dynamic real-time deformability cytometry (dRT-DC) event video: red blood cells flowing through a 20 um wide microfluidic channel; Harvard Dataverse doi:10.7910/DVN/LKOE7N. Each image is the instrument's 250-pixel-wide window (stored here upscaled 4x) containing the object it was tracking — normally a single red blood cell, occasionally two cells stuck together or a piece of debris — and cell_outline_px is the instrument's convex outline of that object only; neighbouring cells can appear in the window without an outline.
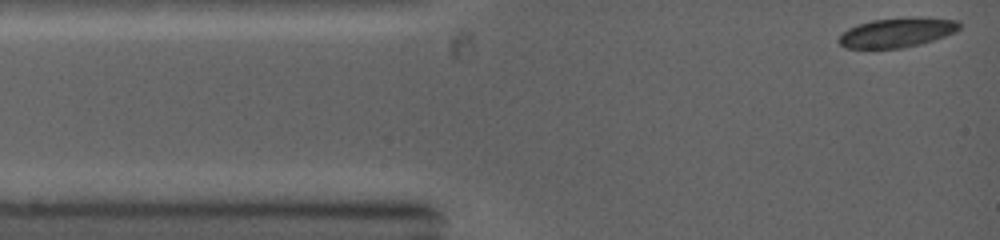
{"species": "common noctule bat (a hibernating species)", "species_latin": "Nyctalus noctula", "temperature_condition": "warm", "stored_images_in_passage": 64, "camera_frame_rate_fps": 5000, "um_per_image_px": 0.085, "animal": {"sex": "female", "body_mass_g": 19.0, "forearm_length_mm": 53.3}, "frame": {"image": 1, "passage_image": 1, "time_ms": 0.0, "image_size_px": [1000, 240], "cell_outline_px": [[960, 28], [956, 32], [920, 44], [900, 48], [848, 48], [840, 44], [836, 40], [848, 28], [872, 20], [908, 16], [920, 16], [960, 20]], "centroid_in_image_um": [76.29, 2.74], "position_along_channel_um": 8.7, "area_um2": 20.92}}
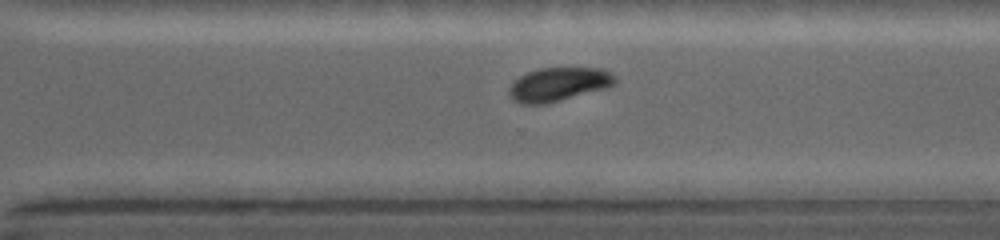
{"frame": {"image": 2, "passage_image": 50, "time_ms": 8.2, "image_size_px": [1000, 240], "cell_outline_px": [[616, 84], [608, 88], [544, 104], [520, 104], [512, 100], [508, 92], [508, 88], [520, 76], [528, 72], [540, 68], [600, 68], [616, 76]], "centroid_in_image_um": [47.48, 7.17], "position_along_channel_um": 323.1, "area_um2": 20.81}}
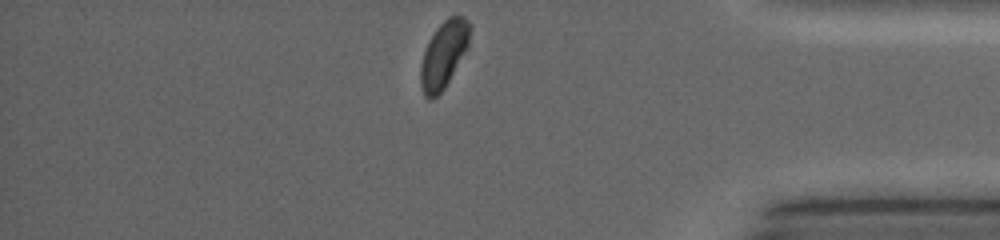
{"frame": {"image": 3, "passage_image": 64, "time_ms": 10.4, "image_size_px": [1000, 240], "cell_outline_px": [[472, 28], [468, 48], [444, 88], [432, 100], [428, 100], [424, 96], [420, 84], [420, 64], [428, 40], [436, 28], [448, 16], [460, 16], [468, 20], [472, 24]], "centroid_in_image_um": [37.72, 4.62], "position_along_channel_um": 397.5, "area_um2": 19.42}}